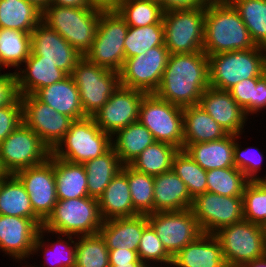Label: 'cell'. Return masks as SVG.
I'll list each match as a JSON object with an SVG mask.
<instances>
[{"instance_id":"obj_7","label":"cell","mask_w":266,"mask_h":267,"mask_svg":"<svg viewBox=\"0 0 266 267\" xmlns=\"http://www.w3.org/2000/svg\"><path fill=\"white\" fill-rule=\"evenodd\" d=\"M128 28L117 11H102L95 39L84 57L91 63L119 73L125 61L124 43Z\"/></svg>"},{"instance_id":"obj_9","label":"cell","mask_w":266,"mask_h":267,"mask_svg":"<svg viewBox=\"0 0 266 267\" xmlns=\"http://www.w3.org/2000/svg\"><path fill=\"white\" fill-rule=\"evenodd\" d=\"M71 76L87 117H93L120 85L118 72L91 63L85 57L76 64Z\"/></svg>"},{"instance_id":"obj_8","label":"cell","mask_w":266,"mask_h":267,"mask_svg":"<svg viewBox=\"0 0 266 267\" xmlns=\"http://www.w3.org/2000/svg\"><path fill=\"white\" fill-rule=\"evenodd\" d=\"M206 7L172 10L163 14L165 41L170 54L203 51Z\"/></svg>"},{"instance_id":"obj_11","label":"cell","mask_w":266,"mask_h":267,"mask_svg":"<svg viewBox=\"0 0 266 267\" xmlns=\"http://www.w3.org/2000/svg\"><path fill=\"white\" fill-rule=\"evenodd\" d=\"M214 235L227 267H241L266 254L264 228L244 219L222 227Z\"/></svg>"},{"instance_id":"obj_20","label":"cell","mask_w":266,"mask_h":267,"mask_svg":"<svg viewBox=\"0 0 266 267\" xmlns=\"http://www.w3.org/2000/svg\"><path fill=\"white\" fill-rule=\"evenodd\" d=\"M40 226L31 218L0 215V252L22 263L32 258ZM28 258V259H27Z\"/></svg>"},{"instance_id":"obj_35","label":"cell","mask_w":266,"mask_h":267,"mask_svg":"<svg viewBox=\"0 0 266 267\" xmlns=\"http://www.w3.org/2000/svg\"><path fill=\"white\" fill-rule=\"evenodd\" d=\"M41 16L42 12L27 0H0V28L31 33Z\"/></svg>"},{"instance_id":"obj_40","label":"cell","mask_w":266,"mask_h":267,"mask_svg":"<svg viewBox=\"0 0 266 267\" xmlns=\"http://www.w3.org/2000/svg\"><path fill=\"white\" fill-rule=\"evenodd\" d=\"M121 170L127 175L134 209L139 214L153 213L154 176L139 172L130 165H123Z\"/></svg>"},{"instance_id":"obj_29","label":"cell","mask_w":266,"mask_h":267,"mask_svg":"<svg viewBox=\"0 0 266 267\" xmlns=\"http://www.w3.org/2000/svg\"><path fill=\"white\" fill-rule=\"evenodd\" d=\"M98 203L103 221L139 214L132 205L127 175L122 170L110 181Z\"/></svg>"},{"instance_id":"obj_65","label":"cell","mask_w":266,"mask_h":267,"mask_svg":"<svg viewBox=\"0 0 266 267\" xmlns=\"http://www.w3.org/2000/svg\"><path fill=\"white\" fill-rule=\"evenodd\" d=\"M151 1H156V2H159V3L161 2V0H151Z\"/></svg>"},{"instance_id":"obj_18","label":"cell","mask_w":266,"mask_h":267,"mask_svg":"<svg viewBox=\"0 0 266 267\" xmlns=\"http://www.w3.org/2000/svg\"><path fill=\"white\" fill-rule=\"evenodd\" d=\"M14 175L29 194L34 213L44 222L58 201L54 164L47 159L43 164L19 170Z\"/></svg>"},{"instance_id":"obj_30","label":"cell","mask_w":266,"mask_h":267,"mask_svg":"<svg viewBox=\"0 0 266 267\" xmlns=\"http://www.w3.org/2000/svg\"><path fill=\"white\" fill-rule=\"evenodd\" d=\"M48 159L54 164L58 200L89 196L87 174L83 164L59 159L52 153Z\"/></svg>"},{"instance_id":"obj_17","label":"cell","mask_w":266,"mask_h":267,"mask_svg":"<svg viewBox=\"0 0 266 267\" xmlns=\"http://www.w3.org/2000/svg\"><path fill=\"white\" fill-rule=\"evenodd\" d=\"M146 94L119 85L107 103L93 116L97 126L112 136L118 130L137 122L140 104Z\"/></svg>"},{"instance_id":"obj_33","label":"cell","mask_w":266,"mask_h":267,"mask_svg":"<svg viewBox=\"0 0 266 267\" xmlns=\"http://www.w3.org/2000/svg\"><path fill=\"white\" fill-rule=\"evenodd\" d=\"M154 142L151 132L139 121L129 124L111 136L112 148L123 165H129Z\"/></svg>"},{"instance_id":"obj_61","label":"cell","mask_w":266,"mask_h":267,"mask_svg":"<svg viewBox=\"0 0 266 267\" xmlns=\"http://www.w3.org/2000/svg\"><path fill=\"white\" fill-rule=\"evenodd\" d=\"M211 2H229L230 0H210Z\"/></svg>"},{"instance_id":"obj_27","label":"cell","mask_w":266,"mask_h":267,"mask_svg":"<svg viewBox=\"0 0 266 267\" xmlns=\"http://www.w3.org/2000/svg\"><path fill=\"white\" fill-rule=\"evenodd\" d=\"M236 142L235 134H228L222 139L193 144H183L191 158L204 170L235 167L234 147Z\"/></svg>"},{"instance_id":"obj_53","label":"cell","mask_w":266,"mask_h":267,"mask_svg":"<svg viewBox=\"0 0 266 267\" xmlns=\"http://www.w3.org/2000/svg\"><path fill=\"white\" fill-rule=\"evenodd\" d=\"M266 110V73L257 81L254 93V114ZM259 112V113H258Z\"/></svg>"},{"instance_id":"obj_44","label":"cell","mask_w":266,"mask_h":267,"mask_svg":"<svg viewBox=\"0 0 266 267\" xmlns=\"http://www.w3.org/2000/svg\"><path fill=\"white\" fill-rule=\"evenodd\" d=\"M207 192L224 196H242L249 180L236 167L207 171Z\"/></svg>"},{"instance_id":"obj_49","label":"cell","mask_w":266,"mask_h":267,"mask_svg":"<svg viewBox=\"0 0 266 267\" xmlns=\"http://www.w3.org/2000/svg\"><path fill=\"white\" fill-rule=\"evenodd\" d=\"M260 78H248L237 83L229 92L232 98L245 111L246 115H254V93L256 83Z\"/></svg>"},{"instance_id":"obj_32","label":"cell","mask_w":266,"mask_h":267,"mask_svg":"<svg viewBox=\"0 0 266 267\" xmlns=\"http://www.w3.org/2000/svg\"><path fill=\"white\" fill-rule=\"evenodd\" d=\"M0 215L31 218L43 226V221L33 211L24 185L14 174H7L0 180Z\"/></svg>"},{"instance_id":"obj_64","label":"cell","mask_w":266,"mask_h":267,"mask_svg":"<svg viewBox=\"0 0 266 267\" xmlns=\"http://www.w3.org/2000/svg\"><path fill=\"white\" fill-rule=\"evenodd\" d=\"M3 70H4V68H3L2 64L0 63V74H2L1 71H3Z\"/></svg>"},{"instance_id":"obj_45","label":"cell","mask_w":266,"mask_h":267,"mask_svg":"<svg viewBox=\"0 0 266 267\" xmlns=\"http://www.w3.org/2000/svg\"><path fill=\"white\" fill-rule=\"evenodd\" d=\"M137 253L139 259L149 267H171L172 256L166 251L150 224L143 230Z\"/></svg>"},{"instance_id":"obj_12","label":"cell","mask_w":266,"mask_h":267,"mask_svg":"<svg viewBox=\"0 0 266 267\" xmlns=\"http://www.w3.org/2000/svg\"><path fill=\"white\" fill-rule=\"evenodd\" d=\"M50 153L40 137L24 123L0 143V163L7 174L43 164Z\"/></svg>"},{"instance_id":"obj_38","label":"cell","mask_w":266,"mask_h":267,"mask_svg":"<svg viewBox=\"0 0 266 267\" xmlns=\"http://www.w3.org/2000/svg\"><path fill=\"white\" fill-rule=\"evenodd\" d=\"M256 46L266 48V0H230Z\"/></svg>"},{"instance_id":"obj_5","label":"cell","mask_w":266,"mask_h":267,"mask_svg":"<svg viewBox=\"0 0 266 267\" xmlns=\"http://www.w3.org/2000/svg\"><path fill=\"white\" fill-rule=\"evenodd\" d=\"M102 224L98 199L87 196L58 200L42 227L77 237L99 233Z\"/></svg>"},{"instance_id":"obj_46","label":"cell","mask_w":266,"mask_h":267,"mask_svg":"<svg viewBox=\"0 0 266 267\" xmlns=\"http://www.w3.org/2000/svg\"><path fill=\"white\" fill-rule=\"evenodd\" d=\"M244 220L266 225V186L260 181H249L243 191Z\"/></svg>"},{"instance_id":"obj_34","label":"cell","mask_w":266,"mask_h":267,"mask_svg":"<svg viewBox=\"0 0 266 267\" xmlns=\"http://www.w3.org/2000/svg\"><path fill=\"white\" fill-rule=\"evenodd\" d=\"M83 165L87 174L88 195L97 199L123 166L112 147L102 156L88 160Z\"/></svg>"},{"instance_id":"obj_57","label":"cell","mask_w":266,"mask_h":267,"mask_svg":"<svg viewBox=\"0 0 266 267\" xmlns=\"http://www.w3.org/2000/svg\"><path fill=\"white\" fill-rule=\"evenodd\" d=\"M27 1L33 4L41 12L50 4V0H27Z\"/></svg>"},{"instance_id":"obj_26","label":"cell","mask_w":266,"mask_h":267,"mask_svg":"<svg viewBox=\"0 0 266 267\" xmlns=\"http://www.w3.org/2000/svg\"><path fill=\"white\" fill-rule=\"evenodd\" d=\"M34 96L56 112L65 114L73 120L87 117L82 110L79 91L71 75L39 89Z\"/></svg>"},{"instance_id":"obj_36","label":"cell","mask_w":266,"mask_h":267,"mask_svg":"<svg viewBox=\"0 0 266 267\" xmlns=\"http://www.w3.org/2000/svg\"><path fill=\"white\" fill-rule=\"evenodd\" d=\"M31 53V33L0 28V63L17 71Z\"/></svg>"},{"instance_id":"obj_56","label":"cell","mask_w":266,"mask_h":267,"mask_svg":"<svg viewBox=\"0 0 266 267\" xmlns=\"http://www.w3.org/2000/svg\"><path fill=\"white\" fill-rule=\"evenodd\" d=\"M241 267H266V254L253 261L245 263Z\"/></svg>"},{"instance_id":"obj_50","label":"cell","mask_w":266,"mask_h":267,"mask_svg":"<svg viewBox=\"0 0 266 267\" xmlns=\"http://www.w3.org/2000/svg\"><path fill=\"white\" fill-rule=\"evenodd\" d=\"M3 72L0 74V107L10 104L18 96L15 73Z\"/></svg>"},{"instance_id":"obj_47","label":"cell","mask_w":266,"mask_h":267,"mask_svg":"<svg viewBox=\"0 0 266 267\" xmlns=\"http://www.w3.org/2000/svg\"><path fill=\"white\" fill-rule=\"evenodd\" d=\"M242 135H236L234 147V165L239 169L249 181H259L261 179L260 170L262 171L264 157L256 147H242L239 138ZM258 174V175H257Z\"/></svg>"},{"instance_id":"obj_1","label":"cell","mask_w":266,"mask_h":267,"mask_svg":"<svg viewBox=\"0 0 266 267\" xmlns=\"http://www.w3.org/2000/svg\"><path fill=\"white\" fill-rule=\"evenodd\" d=\"M210 86L208 56L201 52L169 54L155 95L179 107L199 104Z\"/></svg>"},{"instance_id":"obj_59","label":"cell","mask_w":266,"mask_h":267,"mask_svg":"<svg viewBox=\"0 0 266 267\" xmlns=\"http://www.w3.org/2000/svg\"><path fill=\"white\" fill-rule=\"evenodd\" d=\"M7 173L3 170L1 163H0V180L3 179Z\"/></svg>"},{"instance_id":"obj_63","label":"cell","mask_w":266,"mask_h":267,"mask_svg":"<svg viewBox=\"0 0 266 267\" xmlns=\"http://www.w3.org/2000/svg\"><path fill=\"white\" fill-rule=\"evenodd\" d=\"M26 263L29 264V265H27V264L24 265V264L22 263V267H24V266H25V267H32V266H31L32 264H30L29 262H26ZM23 265H24V266H23Z\"/></svg>"},{"instance_id":"obj_22","label":"cell","mask_w":266,"mask_h":267,"mask_svg":"<svg viewBox=\"0 0 266 267\" xmlns=\"http://www.w3.org/2000/svg\"><path fill=\"white\" fill-rule=\"evenodd\" d=\"M15 71L16 88L19 96L34 95L39 89L62 81L68 75L49 61L39 60L30 53L28 59Z\"/></svg>"},{"instance_id":"obj_42","label":"cell","mask_w":266,"mask_h":267,"mask_svg":"<svg viewBox=\"0 0 266 267\" xmlns=\"http://www.w3.org/2000/svg\"><path fill=\"white\" fill-rule=\"evenodd\" d=\"M172 170L185 183L190 196L207 192V171L196 163L185 150H178L172 161Z\"/></svg>"},{"instance_id":"obj_48","label":"cell","mask_w":266,"mask_h":267,"mask_svg":"<svg viewBox=\"0 0 266 267\" xmlns=\"http://www.w3.org/2000/svg\"><path fill=\"white\" fill-rule=\"evenodd\" d=\"M22 123V102L18 95L10 104L0 107V143Z\"/></svg>"},{"instance_id":"obj_6","label":"cell","mask_w":266,"mask_h":267,"mask_svg":"<svg viewBox=\"0 0 266 267\" xmlns=\"http://www.w3.org/2000/svg\"><path fill=\"white\" fill-rule=\"evenodd\" d=\"M111 147V136L97 126L93 117H85L71 123L68 132L51 153L59 159L84 164L102 156Z\"/></svg>"},{"instance_id":"obj_28","label":"cell","mask_w":266,"mask_h":267,"mask_svg":"<svg viewBox=\"0 0 266 267\" xmlns=\"http://www.w3.org/2000/svg\"><path fill=\"white\" fill-rule=\"evenodd\" d=\"M193 198L173 170L154 176V212L191 208Z\"/></svg>"},{"instance_id":"obj_24","label":"cell","mask_w":266,"mask_h":267,"mask_svg":"<svg viewBox=\"0 0 266 267\" xmlns=\"http://www.w3.org/2000/svg\"><path fill=\"white\" fill-rule=\"evenodd\" d=\"M148 224L146 214L109 219L103 221L99 233L104 238L108 250L122 248L137 251L143 230Z\"/></svg>"},{"instance_id":"obj_23","label":"cell","mask_w":266,"mask_h":267,"mask_svg":"<svg viewBox=\"0 0 266 267\" xmlns=\"http://www.w3.org/2000/svg\"><path fill=\"white\" fill-rule=\"evenodd\" d=\"M171 267H227L214 234L202 233L172 257Z\"/></svg>"},{"instance_id":"obj_3","label":"cell","mask_w":266,"mask_h":267,"mask_svg":"<svg viewBox=\"0 0 266 267\" xmlns=\"http://www.w3.org/2000/svg\"><path fill=\"white\" fill-rule=\"evenodd\" d=\"M101 12L93 7H66L49 4L42 11L41 21L57 31L84 56L95 39Z\"/></svg>"},{"instance_id":"obj_43","label":"cell","mask_w":266,"mask_h":267,"mask_svg":"<svg viewBox=\"0 0 266 267\" xmlns=\"http://www.w3.org/2000/svg\"><path fill=\"white\" fill-rule=\"evenodd\" d=\"M75 267H110L109 250L100 233L77 236Z\"/></svg>"},{"instance_id":"obj_52","label":"cell","mask_w":266,"mask_h":267,"mask_svg":"<svg viewBox=\"0 0 266 267\" xmlns=\"http://www.w3.org/2000/svg\"><path fill=\"white\" fill-rule=\"evenodd\" d=\"M143 263L137 251L116 248L109 250V264Z\"/></svg>"},{"instance_id":"obj_21","label":"cell","mask_w":266,"mask_h":267,"mask_svg":"<svg viewBox=\"0 0 266 267\" xmlns=\"http://www.w3.org/2000/svg\"><path fill=\"white\" fill-rule=\"evenodd\" d=\"M199 105L228 134L242 135L248 124L245 111L232 98L229 91L208 87L200 98Z\"/></svg>"},{"instance_id":"obj_4","label":"cell","mask_w":266,"mask_h":267,"mask_svg":"<svg viewBox=\"0 0 266 267\" xmlns=\"http://www.w3.org/2000/svg\"><path fill=\"white\" fill-rule=\"evenodd\" d=\"M208 62L210 87L229 91L243 80L261 78L266 73V48L209 55Z\"/></svg>"},{"instance_id":"obj_51","label":"cell","mask_w":266,"mask_h":267,"mask_svg":"<svg viewBox=\"0 0 266 267\" xmlns=\"http://www.w3.org/2000/svg\"><path fill=\"white\" fill-rule=\"evenodd\" d=\"M210 0H161V7L165 12L172 10L206 7Z\"/></svg>"},{"instance_id":"obj_62","label":"cell","mask_w":266,"mask_h":267,"mask_svg":"<svg viewBox=\"0 0 266 267\" xmlns=\"http://www.w3.org/2000/svg\"><path fill=\"white\" fill-rule=\"evenodd\" d=\"M264 228V235H265V248H266V225L263 226Z\"/></svg>"},{"instance_id":"obj_15","label":"cell","mask_w":266,"mask_h":267,"mask_svg":"<svg viewBox=\"0 0 266 267\" xmlns=\"http://www.w3.org/2000/svg\"><path fill=\"white\" fill-rule=\"evenodd\" d=\"M147 217L148 223L172 257L203 233L191 208L153 212L147 214Z\"/></svg>"},{"instance_id":"obj_19","label":"cell","mask_w":266,"mask_h":267,"mask_svg":"<svg viewBox=\"0 0 266 267\" xmlns=\"http://www.w3.org/2000/svg\"><path fill=\"white\" fill-rule=\"evenodd\" d=\"M31 53L39 60L49 61L71 75L76 64L84 57L57 31L42 21L31 32Z\"/></svg>"},{"instance_id":"obj_13","label":"cell","mask_w":266,"mask_h":267,"mask_svg":"<svg viewBox=\"0 0 266 267\" xmlns=\"http://www.w3.org/2000/svg\"><path fill=\"white\" fill-rule=\"evenodd\" d=\"M191 210L201 231L206 234H214L222 227L244 219L242 196L205 192L193 199Z\"/></svg>"},{"instance_id":"obj_2","label":"cell","mask_w":266,"mask_h":267,"mask_svg":"<svg viewBox=\"0 0 266 267\" xmlns=\"http://www.w3.org/2000/svg\"><path fill=\"white\" fill-rule=\"evenodd\" d=\"M255 47L246 25L230 2L206 5L203 51L207 56Z\"/></svg>"},{"instance_id":"obj_41","label":"cell","mask_w":266,"mask_h":267,"mask_svg":"<svg viewBox=\"0 0 266 267\" xmlns=\"http://www.w3.org/2000/svg\"><path fill=\"white\" fill-rule=\"evenodd\" d=\"M163 24H152L144 27L129 26L125 37V59L145 54L149 49L165 46Z\"/></svg>"},{"instance_id":"obj_14","label":"cell","mask_w":266,"mask_h":267,"mask_svg":"<svg viewBox=\"0 0 266 267\" xmlns=\"http://www.w3.org/2000/svg\"><path fill=\"white\" fill-rule=\"evenodd\" d=\"M169 51L166 46L149 49L145 54L127 58L119 72L120 85L155 93L165 71Z\"/></svg>"},{"instance_id":"obj_10","label":"cell","mask_w":266,"mask_h":267,"mask_svg":"<svg viewBox=\"0 0 266 267\" xmlns=\"http://www.w3.org/2000/svg\"><path fill=\"white\" fill-rule=\"evenodd\" d=\"M138 121L152 134L155 141L165 142L183 150V108L154 93L146 94L140 104Z\"/></svg>"},{"instance_id":"obj_31","label":"cell","mask_w":266,"mask_h":267,"mask_svg":"<svg viewBox=\"0 0 266 267\" xmlns=\"http://www.w3.org/2000/svg\"><path fill=\"white\" fill-rule=\"evenodd\" d=\"M184 144L224 138L228 133L199 105L183 108Z\"/></svg>"},{"instance_id":"obj_54","label":"cell","mask_w":266,"mask_h":267,"mask_svg":"<svg viewBox=\"0 0 266 267\" xmlns=\"http://www.w3.org/2000/svg\"><path fill=\"white\" fill-rule=\"evenodd\" d=\"M123 0H88L89 6L101 11H116Z\"/></svg>"},{"instance_id":"obj_60","label":"cell","mask_w":266,"mask_h":267,"mask_svg":"<svg viewBox=\"0 0 266 267\" xmlns=\"http://www.w3.org/2000/svg\"><path fill=\"white\" fill-rule=\"evenodd\" d=\"M266 173V172H265ZM264 186H266V174L264 176H261V179L259 180Z\"/></svg>"},{"instance_id":"obj_25","label":"cell","mask_w":266,"mask_h":267,"mask_svg":"<svg viewBox=\"0 0 266 267\" xmlns=\"http://www.w3.org/2000/svg\"><path fill=\"white\" fill-rule=\"evenodd\" d=\"M48 234H51L53 237L55 234V239L57 238L56 242L51 239L50 243V239L47 238L49 237ZM46 235L47 237H44ZM76 239L77 237L74 235L53 233L40 227L34 243L32 258L35 253L37 257L40 256L38 255L39 252L40 254L42 253L41 255H43V259H45L43 260L44 265L42 264V267H75ZM32 267L38 266L34 264ZM39 267H41V264Z\"/></svg>"},{"instance_id":"obj_39","label":"cell","mask_w":266,"mask_h":267,"mask_svg":"<svg viewBox=\"0 0 266 267\" xmlns=\"http://www.w3.org/2000/svg\"><path fill=\"white\" fill-rule=\"evenodd\" d=\"M128 26L144 27L163 24L161 4L151 0H123L116 10Z\"/></svg>"},{"instance_id":"obj_58","label":"cell","mask_w":266,"mask_h":267,"mask_svg":"<svg viewBox=\"0 0 266 267\" xmlns=\"http://www.w3.org/2000/svg\"><path fill=\"white\" fill-rule=\"evenodd\" d=\"M110 267H149L145 263L110 264Z\"/></svg>"},{"instance_id":"obj_37","label":"cell","mask_w":266,"mask_h":267,"mask_svg":"<svg viewBox=\"0 0 266 267\" xmlns=\"http://www.w3.org/2000/svg\"><path fill=\"white\" fill-rule=\"evenodd\" d=\"M178 150L171 144L155 141L146 147L129 165L139 172L157 176L172 170L173 157Z\"/></svg>"},{"instance_id":"obj_55","label":"cell","mask_w":266,"mask_h":267,"mask_svg":"<svg viewBox=\"0 0 266 267\" xmlns=\"http://www.w3.org/2000/svg\"><path fill=\"white\" fill-rule=\"evenodd\" d=\"M50 4L66 7H90L88 0H50Z\"/></svg>"},{"instance_id":"obj_16","label":"cell","mask_w":266,"mask_h":267,"mask_svg":"<svg viewBox=\"0 0 266 267\" xmlns=\"http://www.w3.org/2000/svg\"><path fill=\"white\" fill-rule=\"evenodd\" d=\"M23 123L31 128L41 141L52 151L68 132L71 117L56 112L34 95L20 96Z\"/></svg>"}]
</instances>
